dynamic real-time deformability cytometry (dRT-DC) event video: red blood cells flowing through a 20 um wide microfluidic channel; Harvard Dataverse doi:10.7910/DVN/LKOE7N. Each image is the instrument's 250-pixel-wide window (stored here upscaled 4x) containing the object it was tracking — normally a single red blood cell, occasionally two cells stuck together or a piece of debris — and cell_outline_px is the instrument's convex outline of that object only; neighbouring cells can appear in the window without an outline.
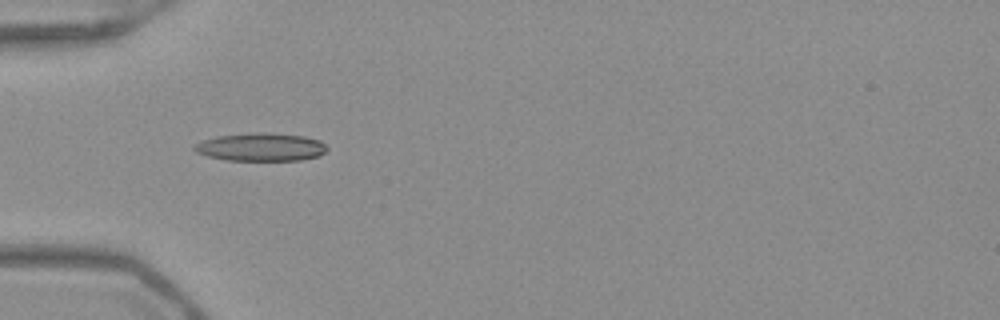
{"species": "Egyptian fruit bat (a non-hibernating species)", "species_latin": "Rousettus aegyptiacus", "temperature_condition": "warm", "stored_images_in_passage": 53, "camera_frame_rate_fps": 3000, "um_per_image_px": 0.085, "frame": {"image": 1, "passage_image": 18, "time_ms": 5.667, "image_size_px": [1000, 320], "cell_outline_px": [[328, 148], [320, 156], [300, 160], [228, 160], [208, 156], [196, 152], [192, 148], [196, 144], [204, 140], [216, 136], [256, 132], [268, 132], [304, 136], [320, 140]], "centroid_in_image_um": [22.2, 12.49], "position_along_channel_um": 62.8, "area_um2": 21.68}}
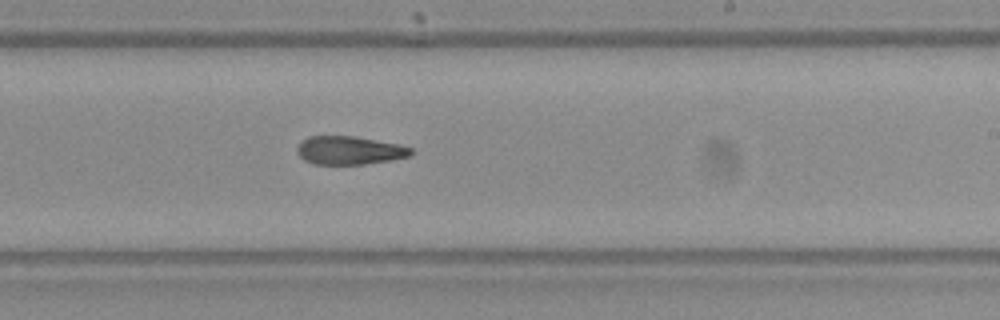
{"frame": {"image": 2, "passage_image": 33, "time_ms": 10.667, "image_size_px": [1000, 320], "cell_outline_px": [[416, 152], [412, 156], [392, 160], [364, 164], [312, 164], [304, 160], [296, 152], [296, 148], [300, 140], [308, 136], [356, 136], [400, 144], [412, 148]], "centroid_in_image_um": [29.72, 12.77], "position_along_channel_um": 259.3, "area_um2": 19.25}}
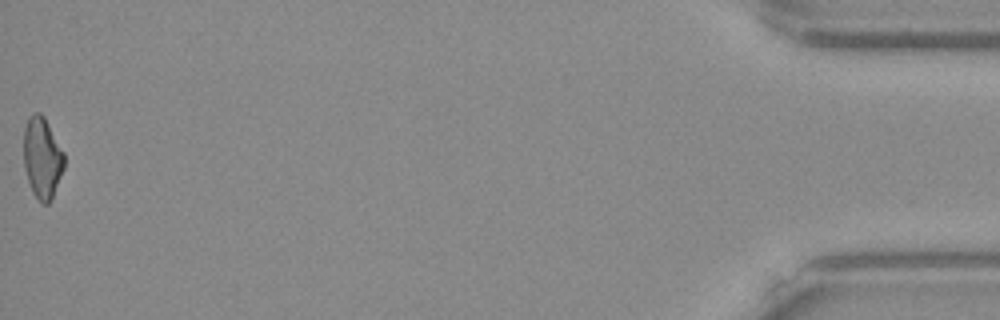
{"frame": {"image": 3, "passage_image": 53, "time_ms": 17.333, "image_size_px": [1000, 320], "cell_outline_px": [[64, 168], [52, 200], [48, 204], [40, 204], [32, 192], [24, 168], [24, 128], [28, 116], [32, 112], [40, 112], [44, 116], [64, 152]], "centroid_in_image_um": [3.59, 13.42], "position_along_channel_um": 431.6, "area_um2": 19.48}, "authors_computed_cell_mechanics": {"area_um2": 19.8254, "velocity_mm_per_s": 3.9771, "shape_relaxation_time_tau1_ms": 7.4939, "shape_relaxation_time_tau2_ms": 7.6969, "deformation_change_tau1": 0.197, "deformation_change_tau2": 0.1903}}